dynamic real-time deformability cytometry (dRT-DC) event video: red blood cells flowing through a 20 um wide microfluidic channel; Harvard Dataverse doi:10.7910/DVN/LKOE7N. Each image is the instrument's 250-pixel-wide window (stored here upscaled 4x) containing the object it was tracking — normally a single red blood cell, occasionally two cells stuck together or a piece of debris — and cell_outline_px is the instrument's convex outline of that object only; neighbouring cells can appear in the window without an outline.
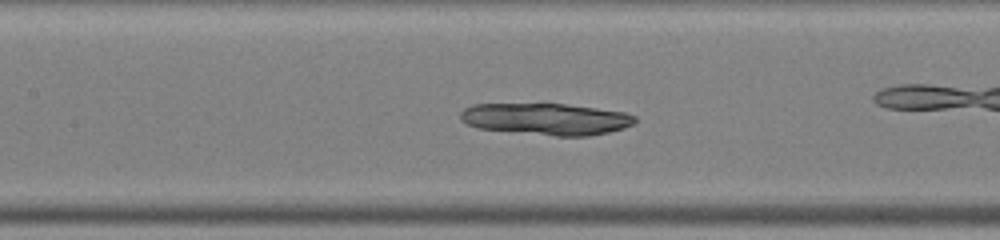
{"species": "common noctule bat (a hibernating species)", "species_latin": "Nyctalus noctula", "temperature_condition": "warm", "stored_images_in_passage": 48, "camera_frame_rate_fps": 3000, "um_per_image_px": 0.085, "animal": {"sex": "male", "body_mass_g": 19.0, "forearm_length_mm": 50.8}, "frame": {"image": 1, "passage_image": 21, "time_ms": 6.667, "image_size_px": [1000, 240], "cell_outline_px": [[636, 120], [632, 124], [624, 128], [608, 132], [588, 136], [556, 136], [480, 128], [468, 124], [460, 120], [460, 112], [464, 108], [472, 104], [564, 104], [596, 108], [624, 112], [636, 116]], "centroid_in_image_um": [46.42, 10.11], "position_along_channel_um": 161.0, "area_um2": 32.02}}